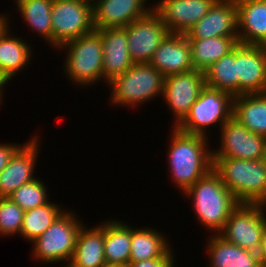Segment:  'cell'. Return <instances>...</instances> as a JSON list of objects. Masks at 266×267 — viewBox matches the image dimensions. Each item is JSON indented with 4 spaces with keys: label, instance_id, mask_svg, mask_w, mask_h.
<instances>
[{
    "label": "cell",
    "instance_id": "30",
    "mask_svg": "<svg viewBox=\"0 0 266 267\" xmlns=\"http://www.w3.org/2000/svg\"><path fill=\"white\" fill-rule=\"evenodd\" d=\"M60 207L53 201H48L46 204L25 211L21 237L33 242L65 211Z\"/></svg>",
    "mask_w": 266,
    "mask_h": 267
},
{
    "label": "cell",
    "instance_id": "12",
    "mask_svg": "<svg viewBox=\"0 0 266 267\" xmlns=\"http://www.w3.org/2000/svg\"><path fill=\"white\" fill-rule=\"evenodd\" d=\"M125 28L133 63H149L154 52L169 34L166 25L153 10Z\"/></svg>",
    "mask_w": 266,
    "mask_h": 267
},
{
    "label": "cell",
    "instance_id": "10",
    "mask_svg": "<svg viewBox=\"0 0 266 267\" xmlns=\"http://www.w3.org/2000/svg\"><path fill=\"white\" fill-rule=\"evenodd\" d=\"M220 146L212 158L258 160L266 158V137L252 133L231 117L219 130Z\"/></svg>",
    "mask_w": 266,
    "mask_h": 267
},
{
    "label": "cell",
    "instance_id": "2",
    "mask_svg": "<svg viewBox=\"0 0 266 267\" xmlns=\"http://www.w3.org/2000/svg\"><path fill=\"white\" fill-rule=\"evenodd\" d=\"M183 194L189 199L193 198L197 221L207 230H211V234L222 231L232 210L239 204L213 169Z\"/></svg>",
    "mask_w": 266,
    "mask_h": 267
},
{
    "label": "cell",
    "instance_id": "35",
    "mask_svg": "<svg viewBox=\"0 0 266 267\" xmlns=\"http://www.w3.org/2000/svg\"><path fill=\"white\" fill-rule=\"evenodd\" d=\"M258 255L261 267H266V222L262 232L261 246Z\"/></svg>",
    "mask_w": 266,
    "mask_h": 267
},
{
    "label": "cell",
    "instance_id": "11",
    "mask_svg": "<svg viewBox=\"0 0 266 267\" xmlns=\"http://www.w3.org/2000/svg\"><path fill=\"white\" fill-rule=\"evenodd\" d=\"M205 86V73L201 70L165 77L162 97L176 118L173 127L186 117Z\"/></svg>",
    "mask_w": 266,
    "mask_h": 267
},
{
    "label": "cell",
    "instance_id": "33",
    "mask_svg": "<svg viewBox=\"0 0 266 267\" xmlns=\"http://www.w3.org/2000/svg\"><path fill=\"white\" fill-rule=\"evenodd\" d=\"M174 258H154L137 262H129L128 267H174Z\"/></svg>",
    "mask_w": 266,
    "mask_h": 267
},
{
    "label": "cell",
    "instance_id": "31",
    "mask_svg": "<svg viewBox=\"0 0 266 267\" xmlns=\"http://www.w3.org/2000/svg\"><path fill=\"white\" fill-rule=\"evenodd\" d=\"M45 182L39 178L20 186L8 198L24 211L31 210L49 201ZM47 190V191H46Z\"/></svg>",
    "mask_w": 266,
    "mask_h": 267
},
{
    "label": "cell",
    "instance_id": "14",
    "mask_svg": "<svg viewBox=\"0 0 266 267\" xmlns=\"http://www.w3.org/2000/svg\"><path fill=\"white\" fill-rule=\"evenodd\" d=\"M33 137L22 144L0 172V198H8L20 186L36 179L34 170L41 138L38 139L37 135Z\"/></svg>",
    "mask_w": 266,
    "mask_h": 267
},
{
    "label": "cell",
    "instance_id": "9",
    "mask_svg": "<svg viewBox=\"0 0 266 267\" xmlns=\"http://www.w3.org/2000/svg\"><path fill=\"white\" fill-rule=\"evenodd\" d=\"M265 210L259 203H239L219 235L232 244L258 253L266 222Z\"/></svg>",
    "mask_w": 266,
    "mask_h": 267
},
{
    "label": "cell",
    "instance_id": "24",
    "mask_svg": "<svg viewBox=\"0 0 266 267\" xmlns=\"http://www.w3.org/2000/svg\"><path fill=\"white\" fill-rule=\"evenodd\" d=\"M131 227V248L129 262L154 258H175L173 248L166 236L150 227ZM161 233V234H160Z\"/></svg>",
    "mask_w": 266,
    "mask_h": 267
},
{
    "label": "cell",
    "instance_id": "18",
    "mask_svg": "<svg viewBox=\"0 0 266 267\" xmlns=\"http://www.w3.org/2000/svg\"><path fill=\"white\" fill-rule=\"evenodd\" d=\"M8 19L4 14L0 17V79L7 83L30 64L33 55L31 44L10 32Z\"/></svg>",
    "mask_w": 266,
    "mask_h": 267
},
{
    "label": "cell",
    "instance_id": "36",
    "mask_svg": "<svg viewBox=\"0 0 266 267\" xmlns=\"http://www.w3.org/2000/svg\"><path fill=\"white\" fill-rule=\"evenodd\" d=\"M7 84V82L3 81L0 79V105H1V101H3V90L5 88V85Z\"/></svg>",
    "mask_w": 266,
    "mask_h": 267
},
{
    "label": "cell",
    "instance_id": "20",
    "mask_svg": "<svg viewBox=\"0 0 266 267\" xmlns=\"http://www.w3.org/2000/svg\"><path fill=\"white\" fill-rule=\"evenodd\" d=\"M103 43V79L108 84L134 63L129 53L126 28L95 29Z\"/></svg>",
    "mask_w": 266,
    "mask_h": 267
},
{
    "label": "cell",
    "instance_id": "4",
    "mask_svg": "<svg viewBox=\"0 0 266 267\" xmlns=\"http://www.w3.org/2000/svg\"><path fill=\"white\" fill-rule=\"evenodd\" d=\"M165 77L149 63H134L125 73L108 83L111 104L137 107L163 95ZM125 105V106H124Z\"/></svg>",
    "mask_w": 266,
    "mask_h": 267
},
{
    "label": "cell",
    "instance_id": "3",
    "mask_svg": "<svg viewBox=\"0 0 266 267\" xmlns=\"http://www.w3.org/2000/svg\"><path fill=\"white\" fill-rule=\"evenodd\" d=\"M213 170L239 203H260L266 196V158H213Z\"/></svg>",
    "mask_w": 266,
    "mask_h": 267
},
{
    "label": "cell",
    "instance_id": "5",
    "mask_svg": "<svg viewBox=\"0 0 266 267\" xmlns=\"http://www.w3.org/2000/svg\"><path fill=\"white\" fill-rule=\"evenodd\" d=\"M67 50L64 71L74 85H93L103 81V43L96 31L69 41L57 50ZM66 48V49H65Z\"/></svg>",
    "mask_w": 266,
    "mask_h": 267
},
{
    "label": "cell",
    "instance_id": "23",
    "mask_svg": "<svg viewBox=\"0 0 266 267\" xmlns=\"http://www.w3.org/2000/svg\"><path fill=\"white\" fill-rule=\"evenodd\" d=\"M69 264L73 267H103L104 257V222L91 229L80 228L75 249Z\"/></svg>",
    "mask_w": 266,
    "mask_h": 267
},
{
    "label": "cell",
    "instance_id": "7",
    "mask_svg": "<svg viewBox=\"0 0 266 267\" xmlns=\"http://www.w3.org/2000/svg\"><path fill=\"white\" fill-rule=\"evenodd\" d=\"M233 98L228 92L206 85L176 128L188 134L207 137L206 132L210 126L219 123L220 130V127L232 117Z\"/></svg>",
    "mask_w": 266,
    "mask_h": 267
},
{
    "label": "cell",
    "instance_id": "19",
    "mask_svg": "<svg viewBox=\"0 0 266 267\" xmlns=\"http://www.w3.org/2000/svg\"><path fill=\"white\" fill-rule=\"evenodd\" d=\"M149 64L164 77L193 70L191 49L185 34H168Z\"/></svg>",
    "mask_w": 266,
    "mask_h": 267
},
{
    "label": "cell",
    "instance_id": "34",
    "mask_svg": "<svg viewBox=\"0 0 266 267\" xmlns=\"http://www.w3.org/2000/svg\"><path fill=\"white\" fill-rule=\"evenodd\" d=\"M21 146V144L14 143L0 144V172L8 165L11 157Z\"/></svg>",
    "mask_w": 266,
    "mask_h": 267
},
{
    "label": "cell",
    "instance_id": "32",
    "mask_svg": "<svg viewBox=\"0 0 266 267\" xmlns=\"http://www.w3.org/2000/svg\"><path fill=\"white\" fill-rule=\"evenodd\" d=\"M24 213L25 211L9 198H0V235H20Z\"/></svg>",
    "mask_w": 266,
    "mask_h": 267
},
{
    "label": "cell",
    "instance_id": "38",
    "mask_svg": "<svg viewBox=\"0 0 266 267\" xmlns=\"http://www.w3.org/2000/svg\"><path fill=\"white\" fill-rule=\"evenodd\" d=\"M259 204L263 205L266 208V196Z\"/></svg>",
    "mask_w": 266,
    "mask_h": 267
},
{
    "label": "cell",
    "instance_id": "37",
    "mask_svg": "<svg viewBox=\"0 0 266 267\" xmlns=\"http://www.w3.org/2000/svg\"><path fill=\"white\" fill-rule=\"evenodd\" d=\"M103 267H128L126 265H110V264H105Z\"/></svg>",
    "mask_w": 266,
    "mask_h": 267
},
{
    "label": "cell",
    "instance_id": "1",
    "mask_svg": "<svg viewBox=\"0 0 266 267\" xmlns=\"http://www.w3.org/2000/svg\"><path fill=\"white\" fill-rule=\"evenodd\" d=\"M167 153L169 172L175 186L185 193L196 181L213 169L208 137L188 134L172 126Z\"/></svg>",
    "mask_w": 266,
    "mask_h": 267
},
{
    "label": "cell",
    "instance_id": "15",
    "mask_svg": "<svg viewBox=\"0 0 266 267\" xmlns=\"http://www.w3.org/2000/svg\"><path fill=\"white\" fill-rule=\"evenodd\" d=\"M238 36L236 0H216L208 13L187 33V39Z\"/></svg>",
    "mask_w": 266,
    "mask_h": 267
},
{
    "label": "cell",
    "instance_id": "8",
    "mask_svg": "<svg viewBox=\"0 0 266 267\" xmlns=\"http://www.w3.org/2000/svg\"><path fill=\"white\" fill-rule=\"evenodd\" d=\"M52 46L65 43L95 30L92 0H61L52 3Z\"/></svg>",
    "mask_w": 266,
    "mask_h": 267
},
{
    "label": "cell",
    "instance_id": "29",
    "mask_svg": "<svg viewBox=\"0 0 266 267\" xmlns=\"http://www.w3.org/2000/svg\"><path fill=\"white\" fill-rule=\"evenodd\" d=\"M19 14L32 31L49 43L52 48L51 0H14Z\"/></svg>",
    "mask_w": 266,
    "mask_h": 267
},
{
    "label": "cell",
    "instance_id": "22",
    "mask_svg": "<svg viewBox=\"0 0 266 267\" xmlns=\"http://www.w3.org/2000/svg\"><path fill=\"white\" fill-rule=\"evenodd\" d=\"M210 236L206 244L209 267H261L257 252L232 244L219 234Z\"/></svg>",
    "mask_w": 266,
    "mask_h": 267
},
{
    "label": "cell",
    "instance_id": "27",
    "mask_svg": "<svg viewBox=\"0 0 266 267\" xmlns=\"http://www.w3.org/2000/svg\"><path fill=\"white\" fill-rule=\"evenodd\" d=\"M191 59L196 70L205 71L212 64L232 51L239 43L238 36L188 39Z\"/></svg>",
    "mask_w": 266,
    "mask_h": 267
},
{
    "label": "cell",
    "instance_id": "21",
    "mask_svg": "<svg viewBox=\"0 0 266 267\" xmlns=\"http://www.w3.org/2000/svg\"><path fill=\"white\" fill-rule=\"evenodd\" d=\"M238 41L266 46V0H236Z\"/></svg>",
    "mask_w": 266,
    "mask_h": 267
},
{
    "label": "cell",
    "instance_id": "13",
    "mask_svg": "<svg viewBox=\"0 0 266 267\" xmlns=\"http://www.w3.org/2000/svg\"><path fill=\"white\" fill-rule=\"evenodd\" d=\"M216 0H159L151 5L169 34H185L203 17Z\"/></svg>",
    "mask_w": 266,
    "mask_h": 267
},
{
    "label": "cell",
    "instance_id": "6",
    "mask_svg": "<svg viewBox=\"0 0 266 267\" xmlns=\"http://www.w3.org/2000/svg\"><path fill=\"white\" fill-rule=\"evenodd\" d=\"M83 223L71 210L64 211L32 243L35 260L55 264L72 258L76 238ZM68 262H67V261Z\"/></svg>",
    "mask_w": 266,
    "mask_h": 267
},
{
    "label": "cell",
    "instance_id": "16",
    "mask_svg": "<svg viewBox=\"0 0 266 267\" xmlns=\"http://www.w3.org/2000/svg\"><path fill=\"white\" fill-rule=\"evenodd\" d=\"M239 95L266 93V46L237 45Z\"/></svg>",
    "mask_w": 266,
    "mask_h": 267
},
{
    "label": "cell",
    "instance_id": "17",
    "mask_svg": "<svg viewBox=\"0 0 266 267\" xmlns=\"http://www.w3.org/2000/svg\"><path fill=\"white\" fill-rule=\"evenodd\" d=\"M145 2L147 0H92L95 29L124 28L147 16L153 8L145 6Z\"/></svg>",
    "mask_w": 266,
    "mask_h": 267
},
{
    "label": "cell",
    "instance_id": "39",
    "mask_svg": "<svg viewBox=\"0 0 266 267\" xmlns=\"http://www.w3.org/2000/svg\"><path fill=\"white\" fill-rule=\"evenodd\" d=\"M60 267H62V266H60ZM64 267H73V266H71V265L68 263V264H65Z\"/></svg>",
    "mask_w": 266,
    "mask_h": 267
},
{
    "label": "cell",
    "instance_id": "28",
    "mask_svg": "<svg viewBox=\"0 0 266 267\" xmlns=\"http://www.w3.org/2000/svg\"><path fill=\"white\" fill-rule=\"evenodd\" d=\"M204 73L207 86L228 92L233 97L238 96L237 46L207 68Z\"/></svg>",
    "mask_w": 266,
    "mask_h": 267
},
{
    "label": "cell",
    "instance_id": "25",
    "mask_svg": "<svg viewBox=\"0 0 266 267\" xmlns=\"http://www.w3.org/2000/svg\"><path fill=\"white\" fill-rule=\"evenodd\" d=\"M232 117L252 133L266 137V93L235 96Z\"/></svg>",
    "mask_w": 266,
    "mask_h": 267
},
{
    "label": "cell",
    "instance_id": "26",
    "mask_svg": "<svg viewBox=\"0 0 266 267\" xmlns=\"http://www.w3.org/2000/svg\"><path fill=\"white\" fill-rule=\"evenodd\" d=\"M122 220L104 221V257L106 264H129L131 226Z\"/></svg>",
    "mask_w": 266,
    "mask_h": 267
}]
</instances>
